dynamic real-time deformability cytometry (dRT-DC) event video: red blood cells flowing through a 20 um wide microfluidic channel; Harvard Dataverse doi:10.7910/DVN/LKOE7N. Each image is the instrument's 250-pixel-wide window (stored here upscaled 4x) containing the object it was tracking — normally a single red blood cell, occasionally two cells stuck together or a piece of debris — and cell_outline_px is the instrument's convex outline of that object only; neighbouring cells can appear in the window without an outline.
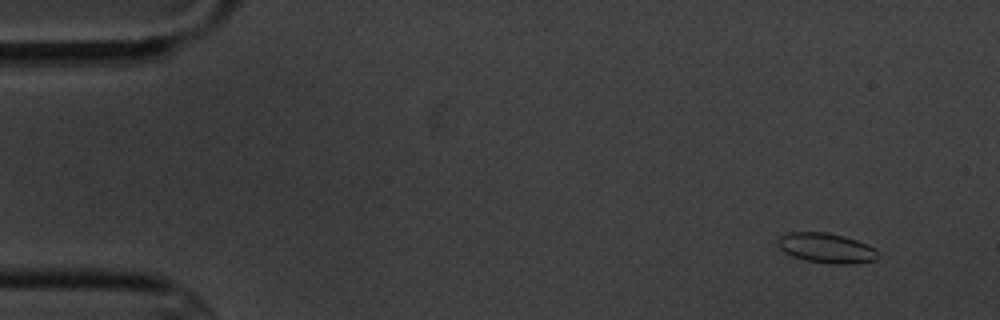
{"species": "common noctule bat (a hibernating species)", "species_latin": "Nyctalus noctula", "temperature_condition": "cold", "stored_images_in_passage": 5, "camera_frame_rate_fps": 3000, "um_per_image_px": 0.085, "animal": {"sex": "male", "body_mass_g": 20.1, "forearm_length_mm": 53.5}, "frame": {"image": 1, "passage_image": 2, "time_ms": 1.0, "image_size_px": [1000, 320], "cell_outline_px": [[876, 260], [848, 264], [832, 264], [808, 260], [792, 256], [784, 252], [776, 244], [780, 236], [788, 232], [828, 232], [844, 236], [868, 244], [876, 248]], "centroid_in_image_um": [70.22, 21.07], "position_along_channel_um": 14.8, "area_um2": 17.4}}